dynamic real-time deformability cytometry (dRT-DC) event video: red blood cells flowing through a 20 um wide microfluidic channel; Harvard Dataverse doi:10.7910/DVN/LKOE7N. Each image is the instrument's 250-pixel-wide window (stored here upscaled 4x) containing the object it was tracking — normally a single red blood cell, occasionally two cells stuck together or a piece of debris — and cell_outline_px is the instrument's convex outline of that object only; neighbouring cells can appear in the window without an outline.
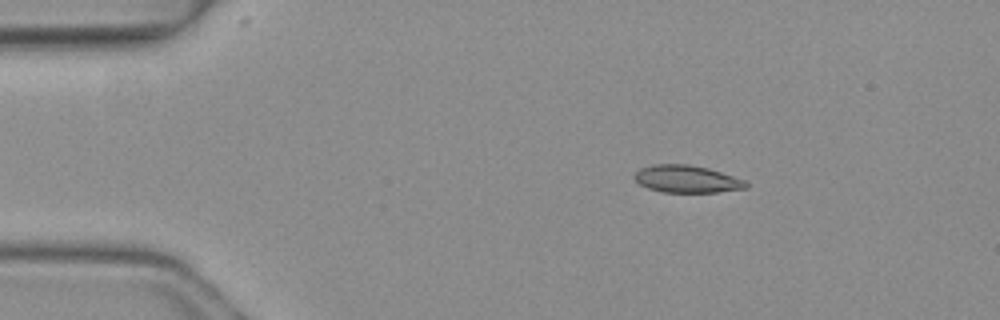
{"species": "common noctule bat (a hibernating species)", "species_latin": "Nyctalus noctula", "temperature_condition": "warm", "stored_images_in_passage": 3, "camera_frame_rate_fps": 3000, "um_per_image_px": 0.085, "animal": {"sex": "female", "body_mass_g": 19.3, "forearm_length_mm": 54.1}, "frame": {"image": 1, "passage_image": 1, "time_ms": 0.0, "image_size_px": [1000, 320], "cell_outline_px": [[748, 188], [716, 192], [664, 192], [648, 188], [640, 184], [632, 176], [640, 168], [652, 164], [688, 164], [708, 168], [744, 180], [748, 184]], "centroid_in_image_um": [58.35, 15.21], "position_along_channel_um": 26.6, "area_um2": 17.69}}